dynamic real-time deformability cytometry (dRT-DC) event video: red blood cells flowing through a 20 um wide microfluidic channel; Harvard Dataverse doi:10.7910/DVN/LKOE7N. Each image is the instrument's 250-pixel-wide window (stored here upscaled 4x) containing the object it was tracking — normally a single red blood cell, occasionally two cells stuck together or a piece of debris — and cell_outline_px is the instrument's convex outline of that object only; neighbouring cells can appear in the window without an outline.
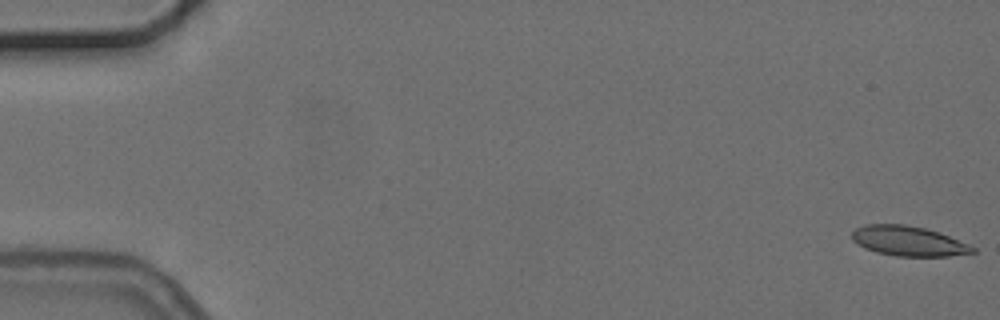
{"species": "common noctule bat (a hibernating species)", "species_latin": "Nyctalus noctula", "temperature_condition": "cold", "stored_images_in_passage": 6, "camera_frame_rate_fps": 3000, "um_per_image_px": 0.085, "animal": {"sex": "female", "body_mass_g": 24.6, "forearm_length_mm": 56.2}, "frame": {"image": 1, "passage_image": 1, "time_ms": 0.0, "image_size_px": [1000, 320], "cell_outline_px": [[976, 252], [948, 256], [896, 256], [876, 252], [864, 248], [852, 240], [852, 232], [856, 228], [864, 224], [904, 224], [924, 228], [948, 236], [968, 244], [976, 248]], "centroid_in_image_um": [77.18, 20.49], "position_along_channel_um": 7.8, "area_um2": 20.87}}